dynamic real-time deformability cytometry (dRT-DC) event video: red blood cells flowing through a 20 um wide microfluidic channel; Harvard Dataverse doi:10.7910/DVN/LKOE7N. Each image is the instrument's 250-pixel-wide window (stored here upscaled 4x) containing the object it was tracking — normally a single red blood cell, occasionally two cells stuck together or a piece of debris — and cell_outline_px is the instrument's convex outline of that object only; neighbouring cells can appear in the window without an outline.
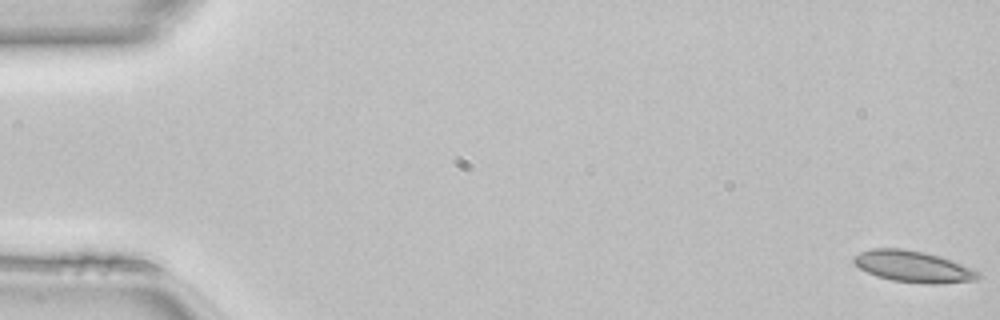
{"species": "common noctule bat (a hibernating species)", "species_latin": "Nyctalus noctula", "temperature_condition": "room temperature", "stored_images_in_passage": 50, "camera_frame_rate_fps": 3000, "um_per_image_px": 0.085, "animal": {"sex": "female", "body_mass_g": 22.7, "forearm_length_mm": 54.2}, "frame": {"image": 1, "passage_image": 1, "time_ms": 0.0, "image_size_px": [1000, 320], "cell_outline_px": [[980, 276], [972, 280], [940, 284], [924, 284], [892, 280], [876, 276], [852, 264], [852, 256], [860, 252], [872, 248], [904, 248], [924, 252], [940, 256], [976, 268], [980, 272]], "centroid_in_image_um": [77.62, 22.65], "position_along_channel_um": 7.4, "area_um2": 23.12}}
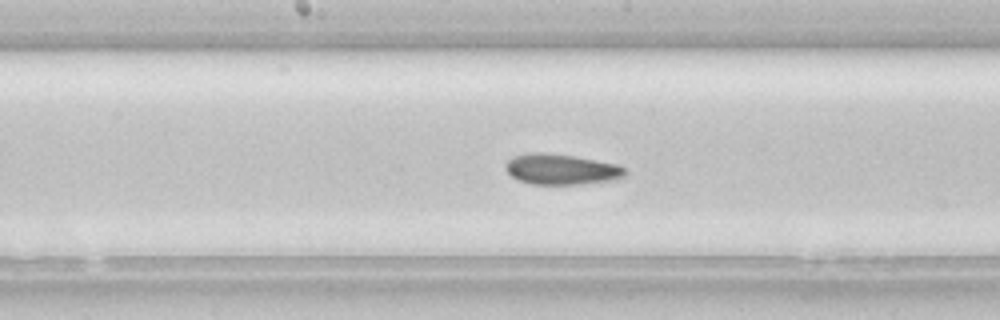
{"frame": {"image": 2, "passage_image": 26, "time_ms": 8.333, "image_size_px": [1000, 320], "cell_outline_px": [[628, 172], [624, 176], [616, 180], [580, 184], [532, 184], [520, 180], [512, 176], [504, 168], [504, 164], [512, 156], [532, 152], [544, 152], [576, 156], [616, 164], [624, 168]], "centroid_in_image_um": [47.71, 14.38], "position_along_channel_um": 200.5, "area_um2": 21.44}}
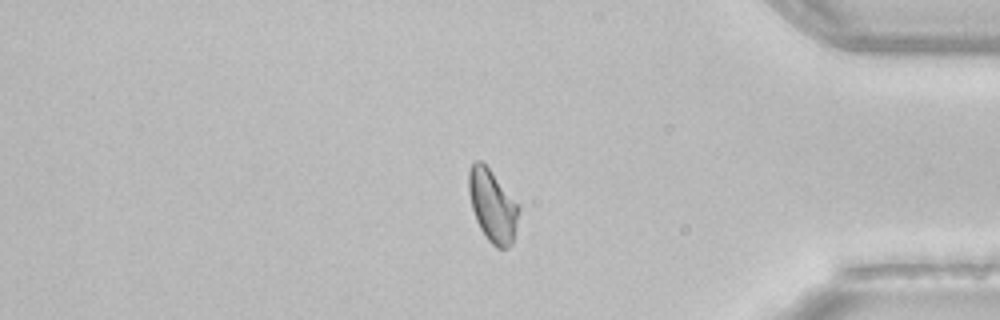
{"frame": {"image": 3, "passage_image": 42, "time_ms": 13.667, "image_size_px": [1000, 320], "cell_outline_px": [[520, 212], [512, 244], [508, 248], [496, 248], [488, 240], [480, 228], [476, 220], [472, 208], [468, 192], [468, 172], [472, 164], [476, 160], [480, 160], [492, 172], [520, 204]], "centroid_in_image_um": [41.88, 17.5], "position_along_channel_um": 393.3, "area_um2": 21.27}, "authors_computed_cell_mechanics": {"area_um2": 21.386, "velocity_mm_per_s": 4.1381, "shape_relaxation_time_tau1_ms": null, "shape_relaxation_time_tau2_ms": 2.9736, "deformation_change_tau1": null, "deformation_change_tau2": 0.0798}}